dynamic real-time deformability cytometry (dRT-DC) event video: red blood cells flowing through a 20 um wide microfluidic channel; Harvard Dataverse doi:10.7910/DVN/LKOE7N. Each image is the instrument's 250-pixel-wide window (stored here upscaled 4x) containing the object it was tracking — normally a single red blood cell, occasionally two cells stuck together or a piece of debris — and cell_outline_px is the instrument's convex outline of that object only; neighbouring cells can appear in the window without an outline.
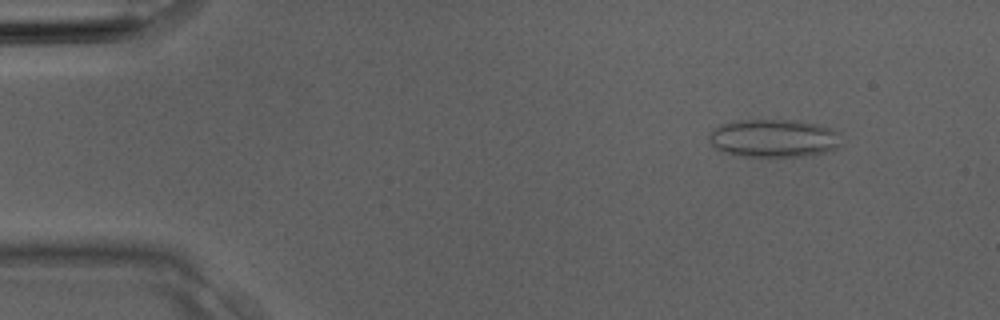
{"species": "Egyptian fruit bat (a non-hibernating species)", "species_latin": "Rousettus aegyptiacus", "temperature_condition": "room temperature", "stored_images_in_passage": 3, "camera_frame_rate_fps": 3000, "um_per_image_px": 0.085, "animal": {"sex": "male"}, "frame": {"image": 1, "passage_image": 1, "time_ms": 0.0, "image_size_px": [1000, 320], "cell_outline_px": [[840, 144], [836, 148], [824, 152], [804, 156], [736, 156], [720, 152], [708, 140], [708, 132], [712, 128], [720, 124], [744, 120], [796, 120], [816, 124], [832, 128], [840, 132]], "centroid_in_image_um": [65.72, 11.75], "position_along_channel_um": 19.3, "area_um2": 29.59}}